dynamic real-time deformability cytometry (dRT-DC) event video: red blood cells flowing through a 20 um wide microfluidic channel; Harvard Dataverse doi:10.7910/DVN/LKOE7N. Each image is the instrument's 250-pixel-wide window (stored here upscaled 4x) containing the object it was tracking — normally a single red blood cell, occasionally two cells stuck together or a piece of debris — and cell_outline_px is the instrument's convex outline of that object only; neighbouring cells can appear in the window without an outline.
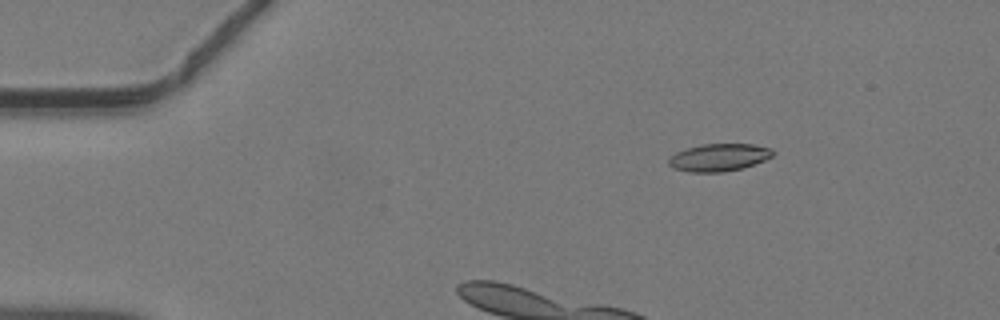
{"species": "common noctule bat (a hibernating species)", "species_latin": "Nyctalus noctula", "temperature_condition": "warm", "stored_images_in_passage": 7, "camera_frame_rate_fps": 3000, "um_per_image_px": 0.085, "animal": {"sex": "male", "body_mass_g": 19.2, "forearm_length_mm": 51.8}, "frame": {"image": 1, "passage_image": 3, "time_ms": 0.667, "image_size_px": [1000, 320], "cell_outline_px": [[776, 152], [772, 156], [764, 160], [744, 168], [724, 172], [688, 172], [672, 168], [668, 164], [668, 160], [676, 152], [688, 148], [704, 144], [752, 144], [772, 148]], "centroid_in_image_um": [61.13, 13.39], "position_along_channel_um": 23.9, "area_um2": 16.76}}